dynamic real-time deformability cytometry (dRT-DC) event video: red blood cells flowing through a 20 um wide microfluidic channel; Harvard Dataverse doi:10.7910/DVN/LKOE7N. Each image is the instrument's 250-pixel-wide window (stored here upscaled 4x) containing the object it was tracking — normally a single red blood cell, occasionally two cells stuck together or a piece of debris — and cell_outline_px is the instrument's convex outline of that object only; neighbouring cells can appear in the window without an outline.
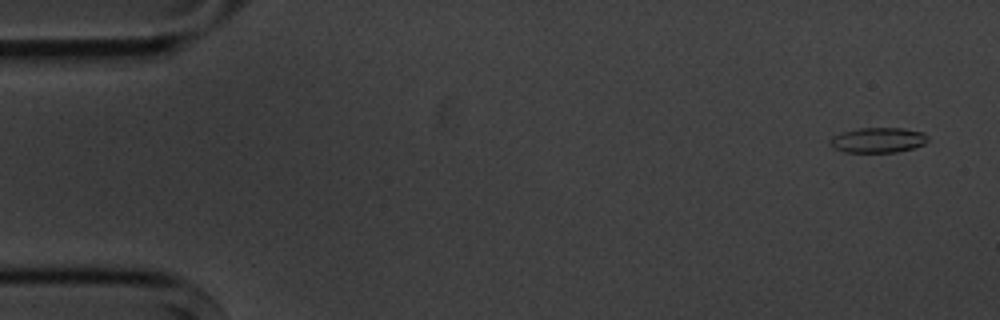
{"species": "common noctule bat (a hibernating species)", "species_latin": "Nyctalus noctula", "temperature_condition": "cold", "stored_images_in_passage": 6, "camera_frame_rate_fps": 3000, "um_per_image_px": 0.085, "animal": {"sex": "male", "body_mass_g": 20.1, "forearm_length_mm": 53.5}, "frame": {"image": 1, "passage_image": 1, "time_ms": 0.0, "image_size_px": [1000, 320], "cell_outline_px": [[928, 140], [924, 144], [912, 148], [896, 152], [844, 152], [832, 148], [828, 144], [828, 140], [832, 136], [844, 132], [860, 128], [904, 128], [924, 132], [928, 136]], "centroid_in_image_um": [74.61, 11.91], "position_along_channel_um": 10.4, "area_um2": 14.45}}
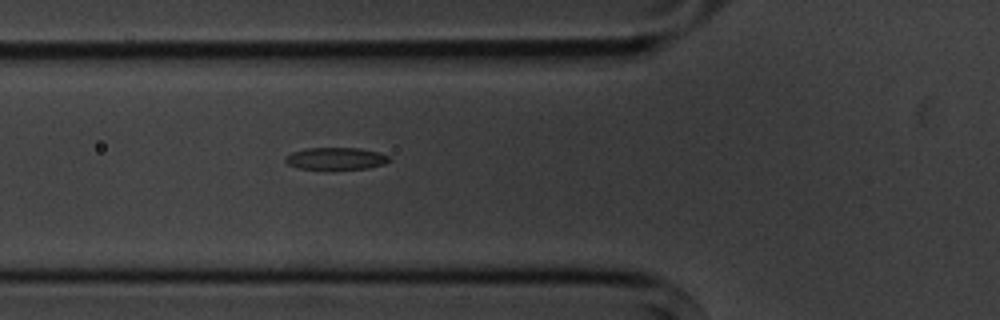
{"frame": {"image": 2, "passage_image": 6, "time_ms": 5.667, "image_size_px": [1000, 320], "cell_outline_px": [[388, 160], [384, 164], [368, 168], [300, 168], [288, 164], [284, 160], [284, 156], [292, 152], [308, 148], [360, 148], [380, 152], [388, 156]], "centroid_in_image_um": [28.53, 13.45], "position_along_channel_um": 97.3, "area_um2": 13.06}}